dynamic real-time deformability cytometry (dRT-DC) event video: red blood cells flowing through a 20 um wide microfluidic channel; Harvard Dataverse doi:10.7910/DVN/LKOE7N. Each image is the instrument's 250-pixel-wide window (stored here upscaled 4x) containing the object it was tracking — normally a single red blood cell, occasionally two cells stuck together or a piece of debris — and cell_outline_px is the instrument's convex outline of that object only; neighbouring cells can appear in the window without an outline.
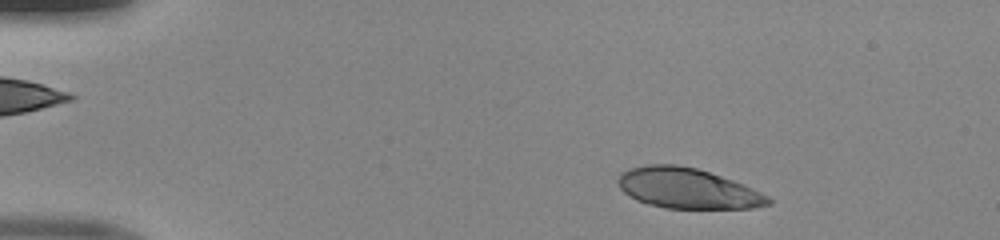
{"species": "human", "species_latin": "Homo sapiens", "temperature_condition": "room temperature", "stored_images_in_passage": 46, "camera_frame_rate_fps": 3000, "um_per_image_px": 0.085, "donor": {"sex": "male"}, "frame": {"image": 1, "passage_image": 4, "time_ms": 1.0, "image_size_px": [1000, 240], "cell_outline_px": [[772, 204], [752, 208], [664, 208], [648, 204], [636, 200], [624, 192], [620, 188], [616, 180], [620, 172], [628, 168], [648, 164], [676, 164], [696, 168], [732, 180], [752, 188], [768, 196], [772, 200]], "centroid_in_image_um": [58.39, 16.0], "position_along_channel_um": 26.6, "area_um2": 35.32}}
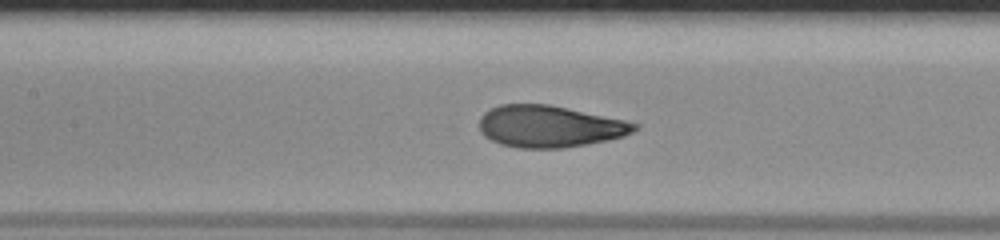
{"frame": {"image": 2, "passage_image": 20, "time_ms": 6.333, "image_size_px": [1000, 240], "cell_outline_px": [[640, 128], [624, 136], [608, 140], [588, 144], [564, 148], [516, 148], [500, 144], [484, 136], [480, 132], [480, 116], [484, 112], [500, 104], [548, 104], [568, 108], [624, 120], [640, 124]], "centroid_in_image_um": [46.71, 10.75], "position_along_channel_um": 160.7, "area_um2": 37.92}}
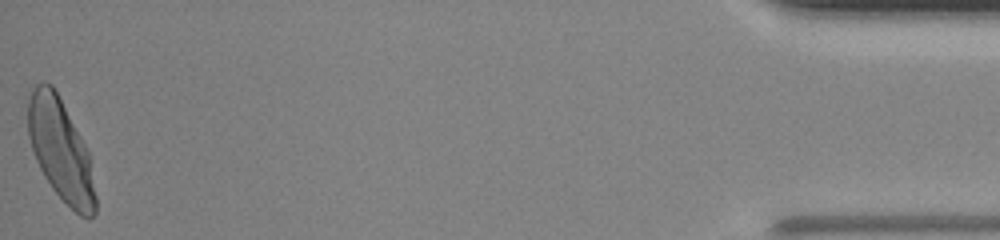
{"frame": {"image": 3, "passage_image": 46, "time_ms": 15.0, "image_size_px": [1000, 240], "cell_outline_px": [[96, 212], [88, 220], [80, 216], [52, 188], [44, 176], [36, 160], [28, 136], [28, 100], [32, 88], [36, 84], [52, 84], [80, 136], [88, 152], [96, 196]], "centroid_in_image_um": [5.15, 12.79], "position_along_channel_um": 430.1, "area_um2": 39.19}}